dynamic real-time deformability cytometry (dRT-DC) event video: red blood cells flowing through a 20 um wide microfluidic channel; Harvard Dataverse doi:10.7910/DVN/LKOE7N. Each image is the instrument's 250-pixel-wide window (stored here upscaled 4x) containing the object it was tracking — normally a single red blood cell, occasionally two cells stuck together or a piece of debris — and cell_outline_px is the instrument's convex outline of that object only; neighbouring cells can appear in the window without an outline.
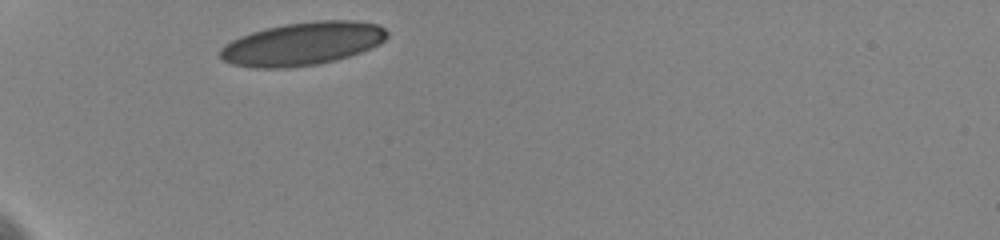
{"species": "human", "species_latin": "Homo sapiens", "temperature_condition": "cold", "stored_images_in_passage": 4, "camera_frame_rate_fps": 3000, "um_per_image_px": 0.085, "donor": {"sex": "female"}, "frame": {"image": 1, "passage_image": 1, "time_ms": 0.0, "image_size_px": [1000, 240], "cell_outline_px": [[388, 36], [380, 44], [372, 48], [336, 60], [316, 64], [288, 68], [252, 68], [232, 64], [220, 60], [220, 48], [224, 44], [240, 36], [264, 28], [284, 24], [316, 20], [352, 20], [376, 24], [384, 28], [388, 32]], "centroid_in_image_um": [25.69, 3.72], "position_along_channel_um": 59.3, "area_um2": 42.19}}